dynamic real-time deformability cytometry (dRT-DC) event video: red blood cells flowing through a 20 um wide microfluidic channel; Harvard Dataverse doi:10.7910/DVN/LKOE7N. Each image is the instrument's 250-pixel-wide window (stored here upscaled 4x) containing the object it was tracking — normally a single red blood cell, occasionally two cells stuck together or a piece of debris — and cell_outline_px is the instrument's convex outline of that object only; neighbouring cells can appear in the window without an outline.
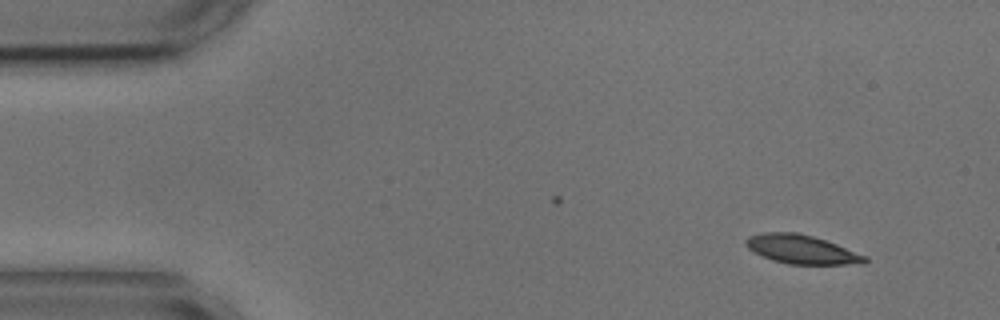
{"species": "common noctule bat (a hibernating species)", "species_latin": "Nyctalus noctula", "temperature_condition": "cold", "stored_images_in_passage": 42, "camera_frame_rate_fps": 3000, "um_per_image_px": 0.085, "animal": {"sex": "male", "body_mass_g": 17.9, "forearm_length_mm": 54.2}, "frame": {"image": 1, "passage_image": 1, "time_ms": 0.0, "image_size_px": [1000, 320], "cell_outline_px": [[868, 260], [864, 264], [788, 264], [772, 260], [752, 252], [744, 244], [744, 240], [748, 236], [764, 232], [796, 232], [812, 236], [836, 244], [868, 256]], "centroid_in_image_um": [68.11, 21.2], "position_along_channel_um": 16.9, "area_um2": 20.11}}
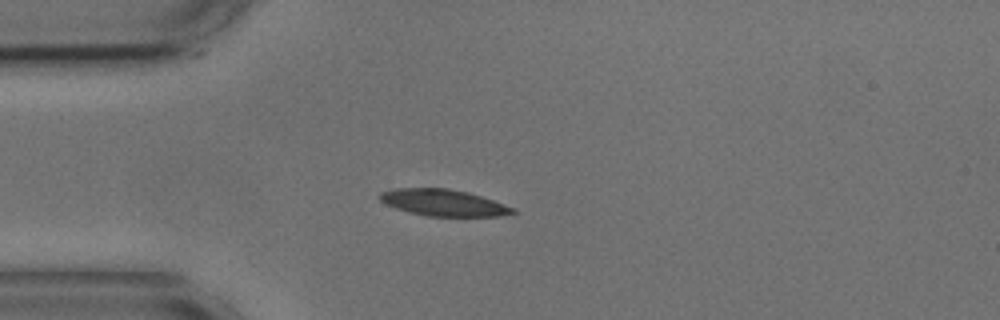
{"frame": {"image": 2, "passage_image": 10, "time_ms": 3.0, "image_size_px": [1000, 320], "cell_outline_px": [[516, 212], [500, 216], [428, 216], [408, 212], [396, 208], [380, 200], [380, 192], [396, 188], [448, 188], [468, 192], [516, 208]], "centroid_in_image_um": [37.7, 17.22], "position_along_channel_um": 47.3, "area_um2": 20.4}}
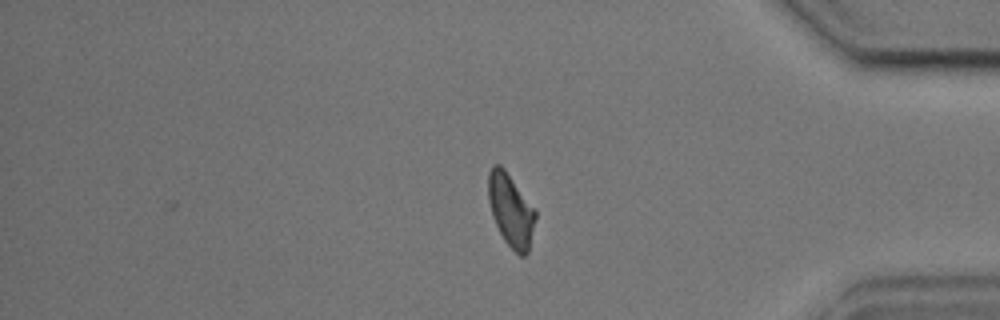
{"frame": {"image": 3, "passage_image": 42, "time_ms": 13.667, "image_size_px": [1000, 320], "cell_outline_px": [[536, 216], [528, 252], [524, 256], [520, 256], [504, 240], [492, 216], [488, 200], [488, 172], [492, 164], [500, 164], [504, 168], [536, 208]], "centroid_in_image_um": [43.42, 17.82], "position_along_channel_um": 391.8, "area_um2": 20.11}, "authors_computed_cell_mechanics": {"area_um2": 20.519, "velocity_mm_per_s": 3.5872, "shape_relaxation_time_tau1_ms": 3.4552, "shape_relaxation_time_tau2_ms": 2.6605, "deformation_change_tau1": 0.1114, "deformation_change_tau2": 0.0722}}